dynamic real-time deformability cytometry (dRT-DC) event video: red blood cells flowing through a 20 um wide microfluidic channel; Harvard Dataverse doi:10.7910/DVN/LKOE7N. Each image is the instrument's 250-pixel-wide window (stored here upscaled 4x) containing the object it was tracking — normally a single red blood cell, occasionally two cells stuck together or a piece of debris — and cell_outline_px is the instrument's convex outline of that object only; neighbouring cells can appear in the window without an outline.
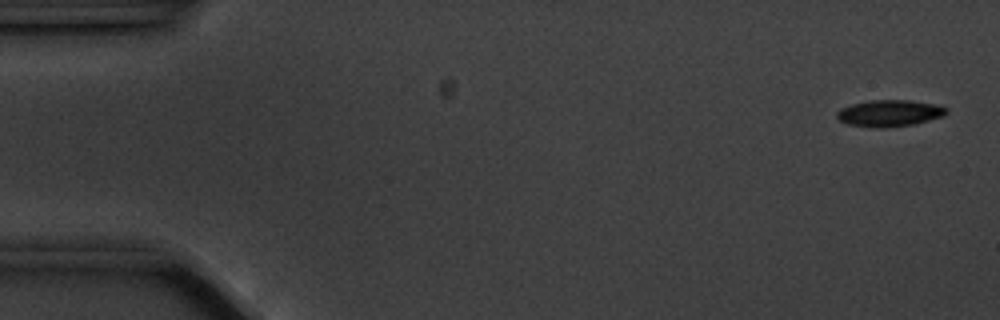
{"species": "common noctule bat (a hibernating species)", "species_latin": "Nyctalus noctula", "temperature_condition": "cold", "stored_images_in_passage": 56, "camera_frame_rate_fps": 3000, "um_per_image_px": 0.085, "animal": {"sex": "male", "body_mass_g": 20.1, "forearm_length_mm": 53.5}, "frame": {"image": 1, "passage_image": 2, "time_ms": 0.333, "image_size_px": [1000, 320], "cell_outline_px": [[948, 112], [944, 116], [912, 124], [880, 128], [872, 128], [848, 124], [840, 120], [836, 116], [836, 112], [840, 108], [852, 104], [872, 100], [908, 100], [932, 104], [948, 108]], "centroid_in_image_um": [75.58, 9.62], "position_along_channel_um": 9.4, "area_um2": 16.82}}
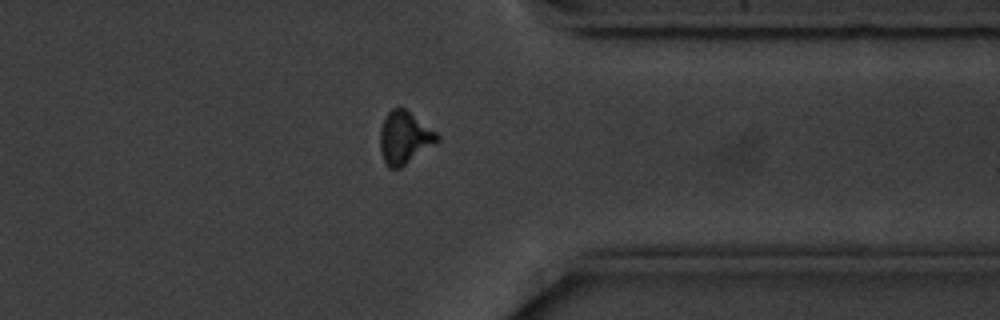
{"frame": {"image": 2, "passage_image": 44, "time_ms": 14.333, "image_size_px": [1000, 320], "cell_outline_px": [[440, 140], [400, 168], [388, 168], [384, 164], [380, 152], [380, 132], [384, 120], [388, 112], [392, 108], [404, 108], [436, 132], [440, 136]], "centroid_in_image_um": [34.36, 11.73], "position_along_channel_um": 377.0, "area_um2": 17.28}}
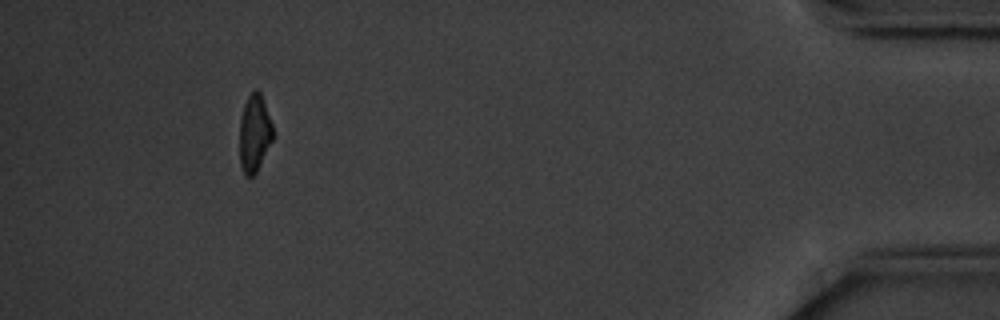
{"frame": {"image": 3, "passage_image": 52, "time_ms": 17.0, "image_size_px": [1000, 320], "cell_outline_px": [[272, 140], [256, 172], [252, 176], [244, 176], [240, 164], [240, 116], [244, 104], [248, 96], [256, 88], [260, 92], [272, 124]], "centroid_in_image_um": [21.6, 11.32], "position_along_channel_um": 413.6, "area_um2": 14.8}}